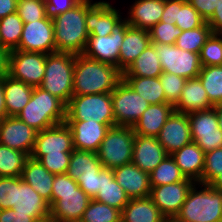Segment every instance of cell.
I'll return each instance as SVG.
<instances>
[{
  "label": "cell",
  "instance_id": "33",
  "mask_svg": "<svg viewBox=\"0 0 222 222\" xmlns=\"http://www.w3.org/2000/svg\"><path fill=\"white\" fill-rule=\"evenodd\" d=\"M162 73L155 45L151 43L122 73V77H159Z\"/></svg>",
  "mask_w": 222,
  "mask_h": 222
},
{
  "label": "cell",
  "instance_id": "42",
  "mask_svg": "<svg viewBox=\"0 0 222 222\" xmlns=\"http://www.w3.org/2000/svg\"><path fill=\"white\" fill-rule=\"evenodd\" d=\"M205 22L187 0H178V15L176 19V26L178 28L182 31L192 30L201 27Z\"/></svg>",
  "mask_w": 222,
  "mask_h": 222
},
{
  "label": "cell",
  "instance_id": "52",
  "mask_svg": "<svg viewBox=\"0 0 222 222\" xmlns=\"http://www.w3.org/2000/svg\"><path fill=\"white\" fill-rule=\"evenodd\" d=\"M207 22L213 15L218 0H187Z\"/></svg>",
  "mask_w": 222,
  "mask_h": 222
},
{
  "label": "cell",
  "instance_id": "32",
  "mask_svg": "<svg viewBox=\"0 0 222 222\" xmlns=\"http://www.w3.org/2000/svg\"><path fill=\"white\" fill-rule=\"evenodd\" d=\"M33 86L6 76L4 78L5 105L8 116H17L29 102Z\"/></svg>",
  "mask_w": 222,
  "mask_h": 222
},
{
  "label": "cell",
  "instance_id": "55",
  "mask_svg": "<svg viewBox=\"0 0 222 222\" xmlns=\"http://www.w3.org/2000/svg\"><path fill=\"white\" fill-rule=\"evenodd\" d=\"M213 33H219L222 30V0H218L212 17L207 21Z\"/></svg>",
  "mask_w": 222,
  "mask_h": 222
},
{
  "label": "cell",
  "instance_id": "43",
  "mask_svg": "<svg viewBox=\"0 0 222 222\" xmlns=\"http://www.w3.org/2000/svg\"><path fill=\"white\" fill-rule=\"evenodd\" d=\"M202 66L222 65V37L212 33L199 53Z\"/></svg>",
  "mask_w": 222,
  "mask_h": 222
},
{
  "label": "cell",
  "instance_id": "31",
  "mask_svg": "<svg viewBox=\"0 0 222 222\" xmlns=\"http://www.w3.org/2000/svg\"><path fill=\"white\" fill-rule=\"evenodd\" d=\"M120 211L129 202L125 190L116 182L112 169H101V184L98 194L93 198Z\"/></svg>",
  "mask_w": 222,
  "mask_h": 222
},
{
  "label": "cell",
  "instance_id": "9",
  "mask_svg": "<svg viewBox=\"0 0 222 222\" xmlns=\"http://www.w3.org/2000/svg\"><path fill=\"white\" fill-rule=\"evenodd\" d=\"M111 101L115 125L119 126L133 127L150 105L123 78L111 92Z\"/></svg>",
  "mask_w": 222,
  "mask_h": 222
},
{
  "label": "cell",
  "instance_id": "4",
  "mask_svg": "<svg viewBox=\"0 0 222 222\" xmlns=\"http://www.w3.org/2000/svg\"><path fill=\"white\" fill-rule=\"evenodd\" d=\"M17 117L35 131L65 122L66 104L55 95L34 87L31 98Z\"/></svg>",
  "mask_w": 222,
  "mask_h": 222
},
{
  "label": "cell",
  "instance_id": "14",
  "mask_svg": "<svg viewBox=\"0 0 222 222\" xmlns=\"http://www.w3.org/2000/svg\"><path fill=\"white\" fill-rule=\"evenodd\" d=\"M73 150L71 129L63 122L37 132L30 156L39 160L46 154H71Z\"/></svg>",
  "mask_w": 222,
  "mask_h": 222
},
{
  "label": "cell",
  "instance_id": "28",
  "mask_svg": "<svg viewBox=\"0 0 222 222\" xmlns=\"http://www.w3.org/2000/svg\"><path fill=\"white\" fill-rule=\"evenodd\" d=\"M206 90L198 77L186 80L181 98L174 106V111L189 114L213 108Z\"/></svg>",
  "mask_w": 222,
  "mask_h": 222
},
{
  "label": "cell",
  "instance_id": "61",
  "mask_svg": "<svg viewBox=\"0 0 222 222\" xmlns=\"http://www.w3.org/2000/svg\"><path fill=\"white\" fill-rule=\"evenodd\" d=\"M164 222H185L175 216L166 217Z\"/></svg>",
  "mask_w": 222,
  "mask_h": 222
},
{
  "label": "cell",
  "instance_id": "48",
  "mask_svg": "<svg viewBox=\"0 0 222 222\" xmlns=\"http://www.w3.org/2000/svg\"><path fill=\"white\" fill-rule=\"evenodd\" d=\"M71 154H46L38 161L52 174L67 173Z\"/></svg>",
  "mask_w": 222,
  "mask_h": 222
},
{
  "label": "cell",
  "instance_id": "8",
  "mask_svg": "<svg viewBox=\"0 0 222 222\" xmlns=\"http://www.w3.org/2000/svg\"><path fill=\"white\" fill-rule=\"evenodd\" d=\"M134 138L130 126L110 127L96 152L103 168L114 169L132 163Z\"/></svg>",
  "mask_w": 222,
  "mask_h": 222
},
{
  "label": "cell",
  "instance_id": "23",
  "mask_svg": "<svg viewBox=\"0 0 222 222\" xmlns=\"http://www.w3.org/2000/svg\"><path fill=\"white\" fill-rule=\"evenodd\" d=\"M167 156L157 137L135 134L132 163L142 171L152 172Z\"/></svg>",
  "mask_w": 222,
  "mask_h": 222
},
{
  "label": "cell",
  "instance_id": "62",
  "mask_svg": "<svg viewBox=\"0 0 222 222\" xmlns=\"http://www.w3.org/2000/svg\"><path fill=\"white\" fill-rule=\"evenodd\" d=\"M218 34L222 37V30Z\"/></svg>",
  "mask_w": 222,
  "mask_h": 222
},
{
  "label": "cell",
  "instance_id": "3",
  "mask_svg": "<svg viewBox=\"0 0 222 222\" xmlns=\"http://www.w3.org/2000/svg\"><path fill=\"white\" fill-rule=\"evenodd\" d=\"M91 198L76 180L65 174L55 175L52 184L50 222H80Z\"/></svg>",
  "mask_w": 222,
  "mask_h": 222
},
{
  "label": "cell",
  "instance_id": "29",
  "mask_svg": "<svg viewBox=\"0 0 222 222\" xmlns=\"http://www.w3.org/2000/svg\"><path fill=\"white\" fill-rule=\"evenodd\" d=\"M151 44L148 30L129 26L119 53V70L123 73L128 66Z\"/></svg>",
  "mask_w": 222,
  "mask_h": 222
},
{
  "label": "cell",
  "instance_id": "34",
  "mask_svg": "<svg viewBox=\"0 0 222 222\" xmlns=\"http://www.w3.org/2000/svg\"><path fill=\"white\" fill-rule=\"evenodd\" d=\"M149 104L168 103L159 77H122Z\"/></svg>",
  "mask_w": 222,
  "mask_h": 222
},
{
  "label": "cell",
  "instance_id": "36",
  "mask_svg": "<svg viewBox=\"0 0 222 222\" xmlns=\"http://www.w3.org/2000/svg\"><path fill=\"white\" fill-rule=\"evenodd\" d=\"M24 22L18 13H12L0 19V46L10 51L19 47Z\"/></svg>",
  "mask_w": 222,
  "mask_h": 222
},
{
  "label": "cell",
  "instance_id": "2",
  "mask_svg": "<svg viewBox=\"0 0 222 222\" xmlns=\"http://www.w3.org/2000/svg\"><path fill=\"white\" fill-rule=\"evenodd\" d=\"M81 0L72 9L53 19L56 52L83 54L89 34L86 30V13L96 3Z\"/></svg>",
  "mask_w": 222,
  "mask_h": 222
},
{
  "label": "cell",
  "instance_id": "10",
  "mask_svg": "<svg viewBox=\"0 0 222 222\" xmlns=\"http://www.w3.org/2000/svg\"><path fill=\"white\" fill-rule=\"evenodd\" d=\"M163 72L190 79L198 77L202 68L197 53L180 49L175 44H154Z\"/></svg>",
  "mask_w": 222,
  "mask_h": 222
},
{
  "label": "cell",
  "instance_id": "60",
  "mask_svg": "<svg viewBox=\"0 0 222 222\" xmlns=\"http://www.w3.org/2000/svg\"><path fill=\"white\" fill-rule=\"evenodd\" d=\"M210 186L216 190L222 191V172L221 174L210 184Z\"/></svg>",
  "mask_w": 222,
  "mask_h": 222
},
{
  "label": "cell",
  "instance_id": "51",
  "mask_svg": "<svg viewBox=\"0 0 222 222\" xmlns=\"http://www.w3.org/2000/svg\"><path fill=\"white\" fill-rule=\"evenodd\" d=\"M81 0H45L46 17L54 19L58 15L72 9Z\"/></svg>",
  "mask_w": 222,
  "mask_h": 222
},
{
  "label": "cell",
  "instance_id": "26",
  "mask_svg": "<svg viewBox=\"0 0 222 222\" xmlns=\"http://www.w3.org/2000/svg\"><path fill=\"white\" fill-rule=\"evenodd\" d=\"M173 111L174 106L170 103L150 104L132 127L134 133L142 136L157 137Z\"/></svg>",
  "mask_w": 222,
  "mask_h": 222
},
{
  "label": "cell",
  "instance_id": "50",
  "mask_svg": "<svg viewBox=\"0 0 222 222\" xmlns=\"http://www.w3.org/2000/svg\"><path fill=\"white\" fill-rule=\"evenodd\" d=\"M15 177H0V210L14 207Z\"/></svg>",
  "mask_w": 222,
  "mask_h": 222
},
{
  "label": "cell",
  "instance_id": "11",
  "mask_svg": "<svg viewBox=\"0 0 222 222\" xmlns=\"http://www.w3.org/2000/svg\"><path fill=\"white\" fill-rule=\"evenodd\" d=\"M190 121L191 139L204 153L222 147V130L214 108L187 114Z\"/></svg>",
  "mask_w": 222,
  "mask_h": 222
},
{
  "label": "cell",
  "instance_id": "38",
  "mask_svg": "<svg viewBox=\"0 0 222 222\" xmlns=\"http://www.w3.org/2000/svg\"><path fill=\"white\" fill-rule=\"evenodd\" d=\"M149 177L151 187L172 184L187 179L171 155L164 158L163 161L149 173Z\"/></svg>",
  "mask_w": 222,
  "mask_h": 222
},
{
  "label": "cell",
  "instance_id": "15",
  "mask_svg": "<svg viewBox=\"0 0 222 222\" xmlns=\"http://www.w3.org/2000/svg\"><path fill=\"white\" fill-rule=\"evenodd\" d=\"M17 50L52 54L56 52L53 20L45 19L24 23Z\"/></svg>",
  "mask_w": 222,
  "mask_h": 222
},
{
  "label": "cell",
  "instance_id": "20",
  "mask_svg": "<svg viewBox=\"0 0 222 222\" xmlns=\"http://www.w3.org/2000/svg\"><path fill=\"white\" fill-rule=\"evenodd\" d=\"M120 14L109 2L96 1L86 13L87 33L89 36L110 35L124 21Z\"/></svg>",
  "mask_w": 222,
  "mask_h": 222
},
{
  "label": "cell",
  "instance_id": "5",
  "mask_svg": "<svg viewBox=\"0 0 222 222\" xmlns=\"http://www.w3.org/2000/svg\"><path fill=\"white\" fill-rule=\"evenodd\" d=\"M175 217L185 222H222V191L195 183Z\"/></svg>",
  "mask_w": 222,
  "mask_h": 222
},
{
  "label": "cell",
  "instance_id": "39",
  "mask_svg": "<svg viewBox=\"0 0 222 222\" xmlns=\"http://www.w3.org/2000/svg\"><path fill=\"white\" fill-rule=\"evenodd\" d=\"M28 157L24 152L0 144V177H21Z\"/></svg>",
  "mask_w": 222,
  "mask_h": 222
},
{
  "label": "cell",
  "instance_id": "22",
  "mask_svg": "<svg viewBox=\"0 0 222 222\" xmlns=\"http://www.w3.org/2000/svg\"><path fill=\"white\" fill-rule=\"evenodd\" d=\"M116 182L125 190L130 199L144 198L150 195L149 173L142 171L134 163L112 169Z\"/></svg>",
  "mask_w": 222,
  "mask_h": 222
},
{
  "label": "cell",
  "instance_id": "21",
  "mask_svg": "<svg viewBox=\"0 0 222 222\" xmlns=\"http://www.w3.org/2000/svg\"><path fill=\"white\" fill-rule=\"evenodd\" d=\"M71 129L73 148L81 151L97 152L108 129L115 124H101L86 121H65Z\"/></svg>",
  "mask_w": 222,
  "mask_h": 222
},
{
  "label": "cell",
  "instance_id": "41",
  "mask_svg": "<svg viewBox=\"0 0 222 222\" xmlns=\"http://www.w3.org/2000/svg\"><path fill=\"white\" fill-rule=\"evenodd\" d=\"M80 222H121V211L91 199Z\"/></svg>",
  "mask_w": 222,
  "mask_h": 222
},
{
  "label": "cell",
  "instance_id": "58",
  "mask_svg": "<svg viewBox=\"0 0 222 222\" xmlns=\"http://www.w3.org/2000/svg\"><path fill=\"white\" fill-rule=\"evenodd\" d=\"M8 117L5 105L4 79H0V121Z\"/></svg>",
  "mask_w": 222,
  "mask_h": 222
},
{
  "label": "cell",
  "instance_id": "12",
  "mask_svg": "<svg viewBox=\"0 0 222 222\" xmlns=\"http://www.w3.org/2000/svg\"><path fill=\"white\" fill-rule=\"evenodd\" d=\"M47 54L12 50L10 52L9 76L33 87L42 84Z\"/></svg>",
  "mask_w": 222,
  "mask_h": 222
},
{
  "label": "cell",
  "instance_id": "46",
  "mask_svg": "<svg viewBox=\"0 0 222 222\" xmlns=\"http://www.w3.org/2000/svg\"><path fill=\"white\" fill-rule=\"evenodd\" d=\"M16 12L24 23L45 19V0H18Z\"/></svg>",
  "mask_w": 222,
  "mask_h": 222
},
{
  "label": "cell",
  "instance_id": "13",
  "mask_svg": "<svg viewBox=\"0 0 222 222\" xmlns=\"http://www.w3.org/2000/svg\"><path fill=\"white\" fill-rule=\"evenodd\" d=\"M128 27L129 25L123 21L110 35L89 36L83 54L88 58L113 65L119 69L120 47Z\"/></svg>",
  "mask_w": 222,
  "mask_h": 222
},
{
  "label": "cell",
  "instance_id": "25",
  "mask_svg": "<svg viewBox=\"0 0 222 222\" xmlns=\"http://www.w3.org/2000/svg\"><path fill=\"white\" fill-rule=\"evenodd\" d=\"M171 157L186 178L202 184L205 153L196 143L191 142L176 150Z\"/></svg>",
  "mask_w": 222,
  "mask_h": 222
},
{
  "label": "cell",
  "instance_id": "1",
  "mask_svg": "<svg viewBox=\"0 0 222 222\" xmlns=\"http://www.w3.org/2000/svg\"><path fill=\"white\" fill-rule=\"evenodd\" d=\"M122 79V72L115 66L76 55L73 77V95L111 93Z\"/></svg>",
  "mask_w": 222,
  "mask_h": 222
},
{
  "label": "cell",
  "instance_id": "27",
  "mask_svg": "<svg viewBox=\"0 0 222 222\" xmlns=\"http://www.w3.org/2000/svg\"><path fill=\"white\" fill-rule=\"evenodd\" d=\"M55 175L49 172L38 160L31 156L27 158L22 170L21 179L32 188L51 206L52 184Z\"/></svg>",
  "mask_w": 222,
  "mask_h": 222
},
{
  "label": "cell",
  "instance_id": "49",
  "mask_svg": "<svg viewBox=\"0 0 222 222\" xmlns=\"http://www.w3.org/2000/svg\"><path fill=\"white\" fill-rule=\"evenodd\" d=\"M79 187L93 199L100 190L101 171L100 172H84L76 180Z\"/></svg>",
  "mask_w": 222,
  "mask_h": 222
},
{
  "label": "cell",
  "instance_id": "19",
  "mask_svg": "<svg viewBox=\"0 0 222 222\" xmlns=\"http://www.w3.org/2000/svg\"><path fill=\"white\" fill-rule=\"evenodd\" d=\"M157 139L168 155L190 144L192 139L187 114L173 111L161 128Z\"/></svg>",
  "mask_w": 222,
  "mask_h": 222
},
{
  "label": "cell",
  "instance_id": "30",
  "mask_svg": "<svg viewBox=\"0 0 222 222\" xmlns=\"http://www.w3.org/2000/svg\"><path fill=\"white\" fill-rule=\"evenodd\" d=\"M165 218L149 196L130 199L121 211V222H164Z\"/></svg>",
  "mask_w": 222,
  "mask_h": 222
},
{
  "label": "cell",
  "instance_id": "47",
  "mask_svg": "<svg viewBox=\"0 0 222 222\" xmlns=\"http://www.w3.org/2000/svg\"><path fill=\"white\" fill-rule=\"evenodd\" d=\"M222 172V147L205 153L202 184L210 185Z\"/></svg>",
  "mask_w": 222,
  "mask_h": 222
},
{
  "label": "cell",
  "instance_id": "18",
  "mask_svg": "<svg viewBox=\"0 0 222 222\" xmlns=\"http://www.w3.org/2000/svg\"><path fill=\"white\" fill-rule=\"evenodd\" d=\"M37 131L17 116H8L0 121V144L11 149L32 154Z\"/></svg>",
  "mask_w": 222,
  "mask_h": 222
},
{
  "label": "cell",
  "instance_id": "7",
  "mask_svg": "<svg viewBox=\"0 0 222 222\" xmlns=\"http://www.w3.org/2000/svg\"><path fill=\"white\" fill-rule=\"evenodd\" d=\"M65 121L115 124L111 93L73 95L66 104Z\"/></svg>",
  "mask_w": 222,
  "mask_h": 222
},
{
  "label": "cell",
  "instance_id": "54",
  "mask_svg": "<svg viewBox=\"0 0 222 222\" xmlns=\"http://www.w3.org/2000/svg\"><path fill=\"white\" fill-rule=\"evenodd\" d=\"M0 222H36L30 216L15 215L12 208L0 210Z\"/></svg>",
  "mask_w": 222,
  "mask_h": 222
},
{
  "label": "cell",
  "instance_id": "57",
  "mask_svg": "<svg viewBox=\"0 0 222 222\" xmlns=\"http://www.w3.org/2000/svg\"><path fill=\"white\" fill-rule=\"evenodd\" d=\"M18 0H0V19L17 11Z\"/></svg>",
  "mask_w": 222,
  "mask_h": 222
},
{
  "label": "cell",
  "instance_id": "16",
  "mask_svg": "<svg viewBox=\"0 0 222 222\" xmlns=\"http://www.w3.org/2000/svg\"><path fill=\"white\" fill-rule=\"evenodd\" d=\"M15 215L30 216L36 222H50L49 203L21 177H15Z\"/></svg>",
  "mask_w": 222,
  "mask_h": 222
},
{
  "label": "cell",
  "instance_id": "44",
  "mask_svg": "<svg viewBox=\"0 0 222 222\" xmlns=\"http://www.w3.org/2000/svg\"><path fill=\"white\" fill-rule=\"evenodd\" d=\"M159 79L166 96V101L175 106L181 98L187 79L169 72H163L159 76Z\"/></svg>",
  "mask_w": 222,
  "mask_h": 222
},
{
  "label": "cell",
  "instance_id": "6",
  "mask_svg": "<svg viewBox=\"0 0 222 222\" xmlns=\"http://www.w3.org/2000/svg\"><path fill=\"white\" fill-rule=\"evenodd\" d=\"M75 61L73 53L47 54L44 79L39 87L67 104L73 96Z\"/></svg>",
  "mask_w": 222,
  "mask_h": 222
},
{
  "label": "cell",
  "instance_id": "17",
  "mask_svg": "<svg viewBox=\"0 0 222 222\" xmlns=\"http://www.w3.org/2000/svg\"><path fill=\"white\" fill-rule=\"evenodd\" d=\"M195 183L187 178L181 182L154 186L149 197L165 217L176 216Z\"/></svg>",
  "mask_w": 222,
  "mask_h": 222
},
{
  "label": "cell",
  "instance_id": "35",
  "mask_svg": "<svg viewBox=\"0 0 222 222\" xmlns=\"http://www.w3.org/2000/svg\"><path fill=\"white\" fill-rule=\"evenodd\" d=\"M103 168L97 153L74 149L71 153L67 175L77 180L84 172H100Z\"/></svg>",
  "mask_w": 222,
  "mask_h": 222
},
{
  "label": "cell",
  "instance_id": "37",
  "mask_svg": "<svg viewBox=\"0 0 222 222\" xmlns=\"http://www.w3.org/2000/svg\"><path fill=\"white\" fill-rule=\"evenodd\" d=\"M198 78L206 90L209 101L222 102V65L202 66Z\"/></svg>",
  "mask_w": 222,
  "mask_h": 222
},
{
  "label": "cell",
  "instance_id": "24",
  "mask_svg": "<svg viewBox=\"0 0 222 222\" xmlns=\"http://www.w3.org/2000/svg\"><path fill=\"white\" fill-rule=\"evenodd\" d=\"M124 21L134 28L150 30L161 21L164 0H135Z\"/></svg>",
  "mask_w": 222,
  "mask_h": 222
},
{
  "label": "cell",
  "instance_id": "59",
  "mask_svg": "<svg viewBox=\"0 0 222 222\" xmlns=\"http://www.w3.org/2000/svg\"><path fill=\"white\" fill-rule=\"evenodd\" d=\"M216 114H217V119H218V124L220 129L222 130V102L217 103L213 106Z\"/></svg>",
  "mask_w": 222,
  "mask_h": 222
},
{
  "label": "cell",
  "instance_id": "53",
  "mask_svg": "<svg viewBox=\"0 0 222 222\" xmlns=\"http://www.w3.org/2000/svg\"><path fill=\"white\" fill-rule=\"evenodd\" d=\"M178 15V0H164V11L161 22L176 25Z\"/></svg>",
  "mask_w": 222,
  "mask_h": 222
},
{
  "label": "cell",
  "instance_id": "40",
  "mask_svg": "<svg viewBox=\"0 0 222 222\" xmlns=\"http://www.w3.org/2000/svg\"><path fill=\"white\" fill-rule=\"evenodd\" d=\"M212 33L211 27L205 22L196 29L182 31L175 45L180 49L199 54L202 46Z\"/></svg>",
  "mask_w": 222,
  "mask_h": 222
},
{
  "label": "cell",
  "instance_id": "56",
  "mask_svg": "<svg viewBox=\"0 0 222 222\" xmlns=\"http://www.w3.org/2000/svg\"><path fill=\"white\" fill-rule=\"evenodd\" d=\"M10 50L0 46V79L9 76Z\"/></svg>",
  "mask_w": 222,
  "mask_h": 222
},
{
  "label": "cell",
  "instance_id": "45",
  "mask_svg": "<svg viewBox=\"0 0 222 222\" xmlns=\"http://www.w3.org/2000/svg\"><path fill=\"white\" fill-rule=\"evenodd\" d=\"M152 44L174 45L182 30L176 25L159 22L148 30Z\"/></svg>",
  "mask_w": 222,
  "mask_h": 222
}]
</instances>
